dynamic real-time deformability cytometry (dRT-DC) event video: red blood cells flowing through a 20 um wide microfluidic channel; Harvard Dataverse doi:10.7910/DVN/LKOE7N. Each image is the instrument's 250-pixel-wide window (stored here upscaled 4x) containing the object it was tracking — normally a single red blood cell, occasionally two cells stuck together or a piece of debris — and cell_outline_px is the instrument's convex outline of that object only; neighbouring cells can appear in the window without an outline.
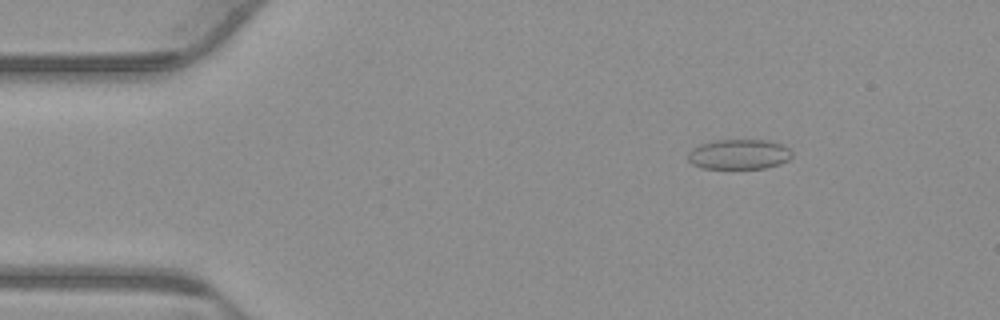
{"species": "common noctule bat (a hibernating species)", "species_latin": "Nyctalus noctula", "temperature_condition": "warm", "stored_images_in_passage": 55, "camera_frame_rate_fps": 3000, "um_per_image_px": 0.085, "animal": {"sex": "male", "body_mass_g": 23.1, "forearm_length_mm": 52.7}, "frame": {"image": 1, "passage_image": 8, "time_ms": 2.333, "image_size_px": [1000, 320], "cell_outline_px": [[792, 156], [788, 160], [780, 164], [764, 168], [700, 168], [692, 164], [688, 160], [688, 152], [692, 148], [700, 144], [716, 140], [768, 140], [784, 144], [792, 152]], "centroid_in_image_um": [62.82, 13.11], "position_along_channel_um": 22.2, "area_um2": 18.32}}
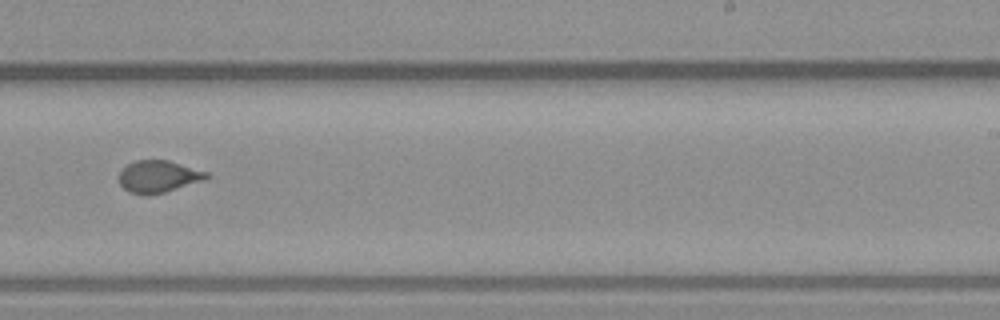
{"frame": {"image": 2, "passage_image": 34, "time_ms": 11.0, "image_size_px": [1000, 320], "cell_outline_px": [[212, 176], [204, 180], [164, 192], [148, 196], [128, 192], [120, 184], [116, 176], [120, 168], [136, 160], [168, 160], [208, 172]], "centroid_in_image_um": [13.41, 15.0], "position_along_channel_um": 275.6, "area_um2": 16.65}}
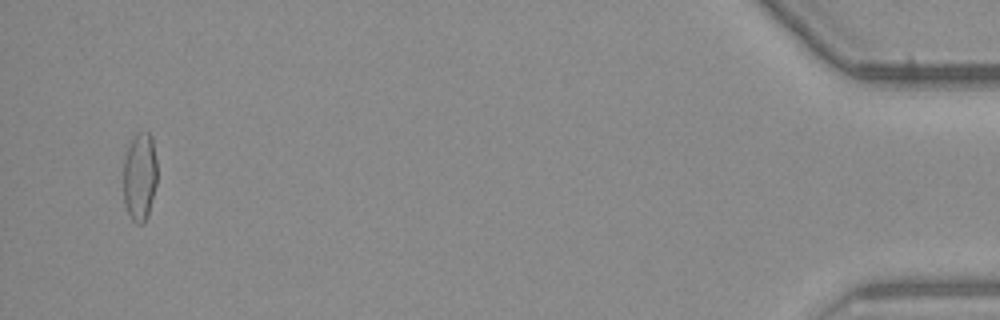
{"frame": {"image": 3, "passage_image": 53, "time_ms": 17.333, "image_size_px": [1000, 320], "cell_outline_px": [[156, 184], [148, 216], [144, 224], [136, 224], [132, 220], [124, 204], [124, 160], [128, 148], [136, 132], [148, 132], [152, 136], [156, 160]], "centroid_in_image_um": [11.88, 15.04], "position_along_channel_um": 423.3, "area_um2": 17.4}, "authors_computed_cell_mechanics": {"area_um2": 17.1666, "velocity_mm_per_s": 3.7863, "shape_relaxation_time_tau1_ms": 7.0102, "shape_relaxation_time_tau2_ms": null, "deformation_change_tau1": 0.1472, "deformation_change_tau2": null}}